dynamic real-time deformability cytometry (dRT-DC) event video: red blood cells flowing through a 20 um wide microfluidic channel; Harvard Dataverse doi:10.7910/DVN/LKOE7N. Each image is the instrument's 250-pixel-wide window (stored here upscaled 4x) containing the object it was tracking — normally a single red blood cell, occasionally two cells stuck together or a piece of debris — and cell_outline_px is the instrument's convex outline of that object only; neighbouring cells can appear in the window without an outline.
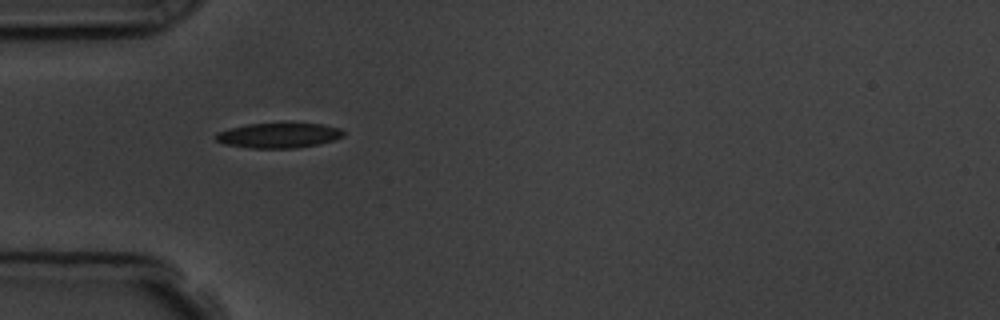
{"species": "common noctule bat (a hibernating species)", "species_latin": "Nyctalus noctula", "temperature_condition": "room temperature", "stored_images_in_passage": 2, "camera_frame_rate_fps": 3000, "um_per_image_px": 0.085, "animal": {"sex": "male", "body_mass_g": 19.5, "forearm_length_mm": 54.6}, "frame": {"image": 1, "passage_image": 1, "time_ms": 0.0, "image_size_px": [1000, 320], "cell_outline_px": [[344, 136], [320, 144], [296, 148], [248, 148], [224, 144], [216, 140], [216, 132], [228, 128], [248, 124], [324, 124], [340, 128], [344, 132]], "centroid_in_image_um": [23.67, 11.52], "position_along_channel_um": 61.3, "area_um2": 18.55}}